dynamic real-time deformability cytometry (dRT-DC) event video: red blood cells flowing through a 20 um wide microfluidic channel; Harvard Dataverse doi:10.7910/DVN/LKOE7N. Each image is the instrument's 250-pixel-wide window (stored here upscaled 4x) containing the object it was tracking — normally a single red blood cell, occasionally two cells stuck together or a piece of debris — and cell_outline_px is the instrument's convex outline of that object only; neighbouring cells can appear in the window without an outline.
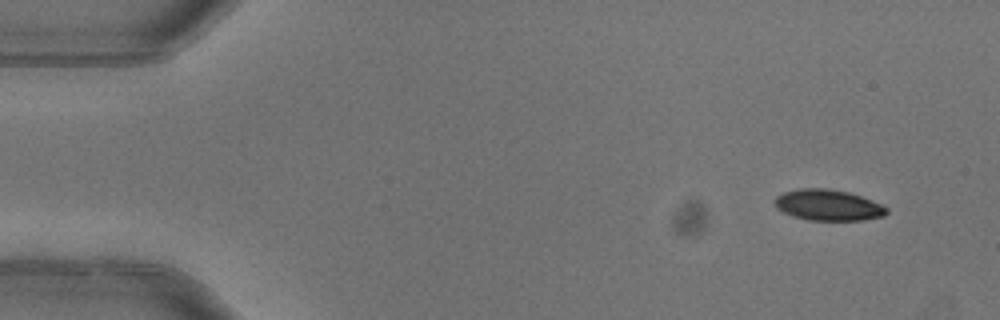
{"species": "common noctule bat (a hibernating species)", "species_latin": "Nyctalus noctula", "temperature_condition": "warm", "stored_images_in_passage": 5, "camera_frame_rate_fps": 3000, "um_per_image_px": 0.085, "animal": {"sex": "female"}, "frame": {"image": 1, "passage_image": 1, "time_ms": 0.0, "image_size_px": [1000, 320], "cell_outline_px": [[888, 212], [884, 216], [864, 220], [808, 220], [792, 216], [776, 208], [772, 200], [776, 196], [784, 192], [796, 188], [828, 188], [848, 192], [872, 200], [888, 208]], "centroid_in_image_um": [70.36, 17.43], "position_along_channel_um": 14.6, "area_um2": 20.4}}
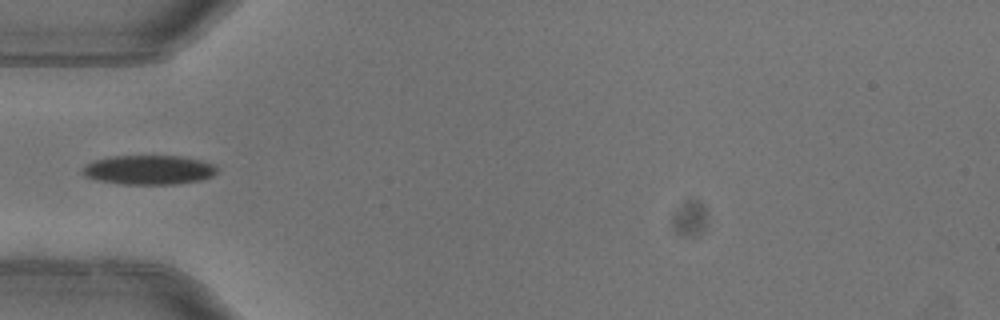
{"frame": {"image": 2, "passage_image": 4, "time_ms": 1.0, "image_size_px": [1000, 320], "cell_outline_px": [[216, 172], [212, 176], [200, 180], [176, 184], [120, 184], [96, 180], [88, 176], [84, 172], [84, 168], [88, 164], [96, 160], [112, 156], [180, 156], [200, 160], [212, 164], [216, 168]], "centroid_in_image_um": [12.68, 14.44], "position_along_channel_um": 72.3, "area_um2": 22.6}}